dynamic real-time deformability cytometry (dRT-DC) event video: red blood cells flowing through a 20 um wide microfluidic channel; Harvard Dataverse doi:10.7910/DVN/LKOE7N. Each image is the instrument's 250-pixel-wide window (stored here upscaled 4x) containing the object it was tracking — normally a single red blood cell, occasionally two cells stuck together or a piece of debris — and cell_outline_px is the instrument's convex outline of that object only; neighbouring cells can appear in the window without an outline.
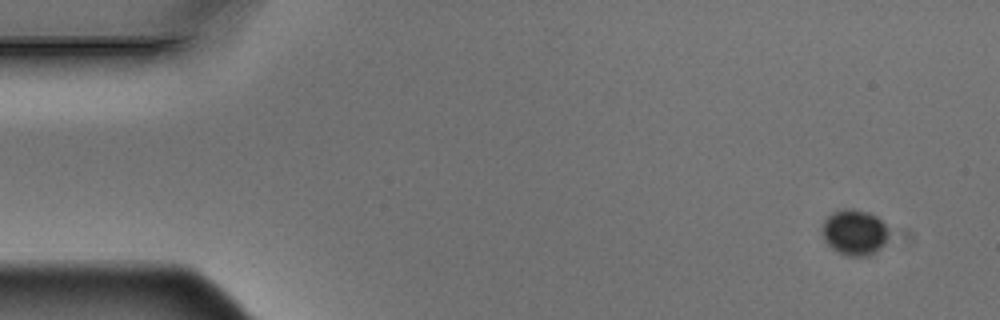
{"species": "Egyptian fruit bat (a non-hibernating species)", "species_latin": "Rousettus aegyptiacus", "temperature_condition": "warm", "stored_images_in_passage": 5, "camera_frame_rate_fps": 3000, "um_per_image_px": 0.085, "animal": {"sex": "male"}, "frame": {"image": 1, "passage_image": 1, "time_ms": 0.0, "image_size_px": [1000, 320], "cell_outline_px": [[888, 232], [884, 244], [876, 252], [868, 256], [848, 256], [832, 248], [824, 240], [820, 232], [820, 228], [824, 220], [832, 212], [840, 208], [852, 208], [868, 212], [876, 216], [888, 228]], "centroid_in_image_um": [72.59, 19.73], "position_along_channel_um": 12.4, "area_um2": 17.92}}
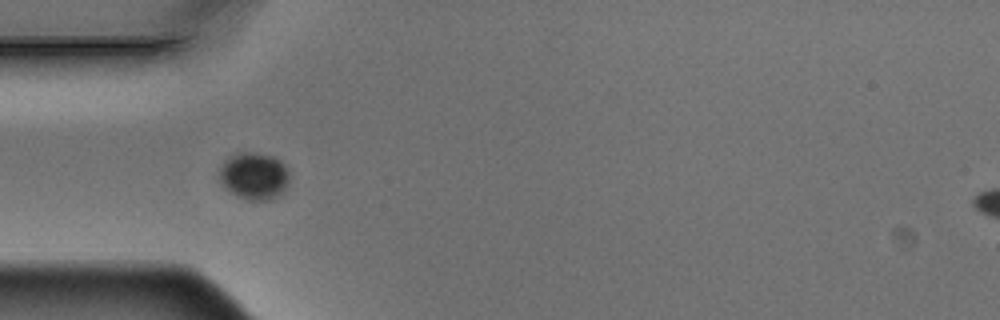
{"frame": {"image": 2, "passage_image": 5, "time_ms": 1.333, "image_size_px": [1000, 320], "cell_outline_px": [[288, 184], [284, 192], [280, 196], [272, 200], [244, 200], [236, 196], [224, 188], [220, 184], [220, 164], [224, 160], [232, 156], [244, 152], [252, 152], [272, 156], [280, 160], [284, 164], [288, 172]], "centroid_in_image_um": [21.59, 14.99], "position_along_channel_um": 63.4, "area_um2": 19.54}}